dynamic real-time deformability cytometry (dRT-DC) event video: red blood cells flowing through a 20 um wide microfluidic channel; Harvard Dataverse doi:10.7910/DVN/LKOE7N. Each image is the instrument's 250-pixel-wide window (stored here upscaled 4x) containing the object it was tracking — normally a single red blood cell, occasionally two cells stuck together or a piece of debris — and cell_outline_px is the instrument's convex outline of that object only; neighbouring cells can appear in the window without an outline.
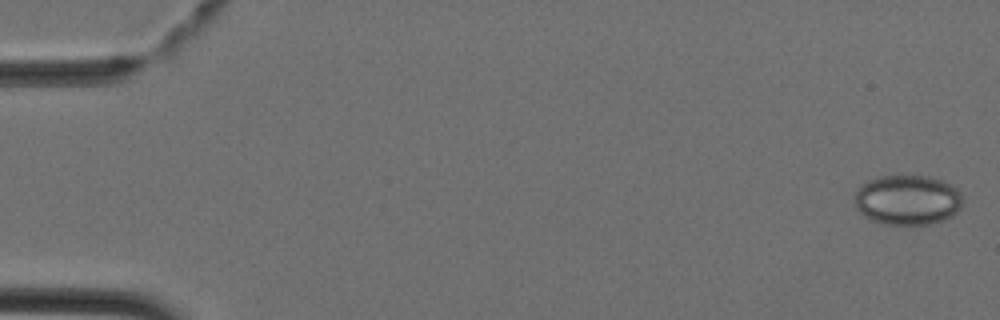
{"species": "Egyptian fruit bat (a non-hibernating species)", "species_latin": "Rousettus aegyptiacus", "temperature_condition": "cold", "stored_images_in_passage": 35, "segment_of_instrument_passage": [1, 2], "camera_frame_rate_fps": 3000, "um_per_image_px": 0.085, "animal": {"sex": "female"}, "frame": {"image": 1, "passage_image": 1, "time_ms": 0.0, "image_size_px": [1000, 320], "cell_outline_px": [[964, 200], [960, 208], [952, 216], [944, 220], [928, 224], [884, 224], [868, 220], [856, 208], [856, 192], [868, 180], [880, 176], [932, 176], [944, 180], [956, 188], [960, 192]], "centroid_in_image_um": [77.17, 17.0], "position_along_channel_um": 7.8, "area_um2": 31.62}}